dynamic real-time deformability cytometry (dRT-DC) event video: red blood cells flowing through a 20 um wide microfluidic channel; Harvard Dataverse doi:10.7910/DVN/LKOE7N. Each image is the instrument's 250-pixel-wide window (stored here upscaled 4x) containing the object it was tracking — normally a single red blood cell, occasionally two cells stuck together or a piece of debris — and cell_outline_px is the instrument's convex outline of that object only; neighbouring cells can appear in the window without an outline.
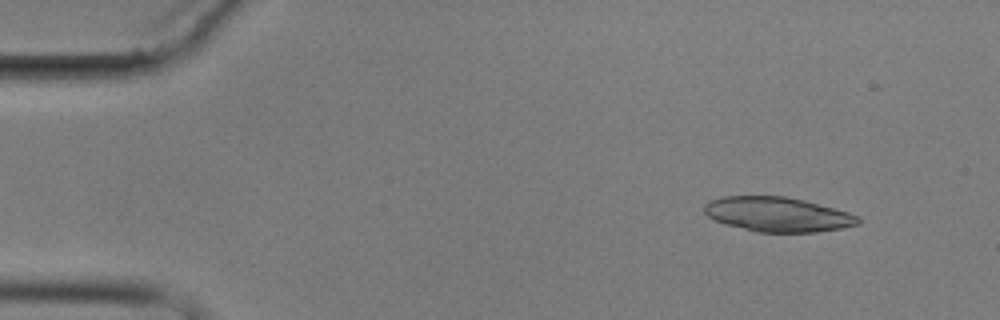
{"species": "common noctule bat (a hibernating species)", "species_latin": "Nyctalus noctula", "temperature_condition": "cold", "stored_images_in_passage": 6, "camera_frame_rate_fps": 3000, "um_per_image_px": 0.085, "animal": {"sex": "male", "body_mass_g": 17.9}, "frame": {"image": 1, "passage_image": 2, "time_ms": 1.333, "image_size_px": [1000, 320], "cell_outline_px": [[860, 224], [840, 228], [816, 232], [756, 232], [724, 224], [712, 220], [704, 212], [704, 204], [712, 200], [724, 196], [784, 196], [804, 200], [848, 212], [860, 216]], "centroid_in_image_um": [66.08, 18.23], "position_along_channel_um": 18.9, "area_um2": 31.1}}